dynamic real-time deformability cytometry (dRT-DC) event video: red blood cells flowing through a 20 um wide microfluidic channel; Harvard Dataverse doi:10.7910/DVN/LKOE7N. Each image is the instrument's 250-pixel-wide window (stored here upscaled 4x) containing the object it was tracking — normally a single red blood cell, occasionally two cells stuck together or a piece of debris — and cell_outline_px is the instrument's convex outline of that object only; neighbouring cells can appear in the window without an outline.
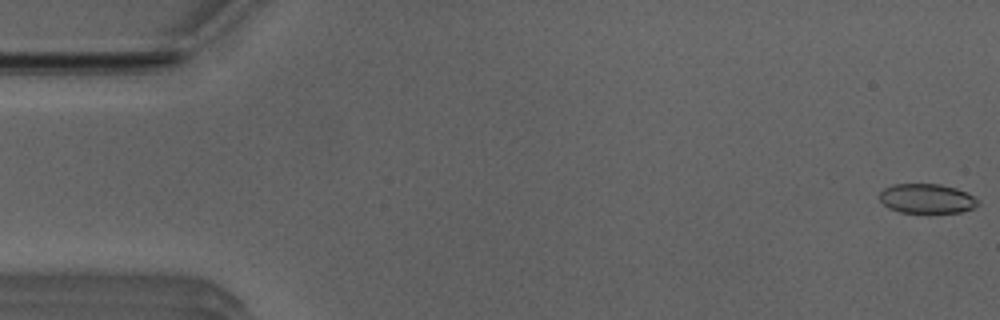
{"species": "Egyptian fruit bat (a non-hibernating species)", "species_latin": "Rousettus aegyptiacus", "temperature_condition": "room temperature", "stored_images_in_passage": 52, "camera_frame_rate_fps": 3000, "um_per_image_px": 0.085, "animal": {"sex": "male"}, "frame": {"image": 1, "passage_image": 1, "time_ms": 0.0, "image_size_px": [1000, 320], "cell_outline_px": [[980, 204], [972, 208], [960, 212], [928, 216], [900, 212], [888, 208], [880, 200], [880, 192], [884, 188], [892, 184], [940, 184], [956, 188], [980, 200]], "centroid_in_image_um": [78.78, 16.93], "position_along_channel_um": 6.2, "area_um2": 17.69}}
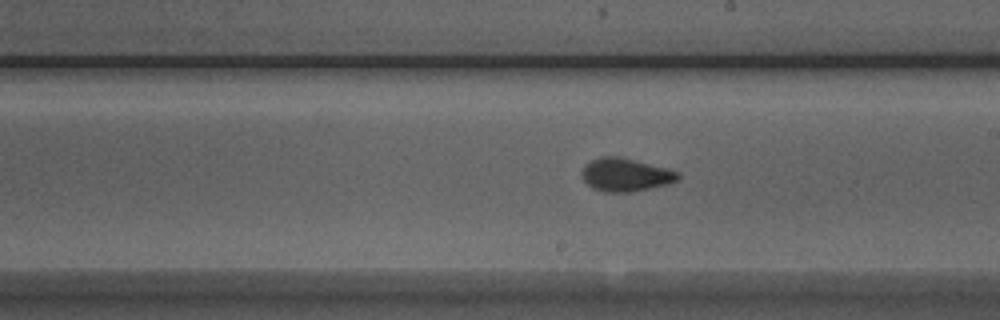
{"frame": {"image": 2, "passage_image": 29, "time_ms": 9.333, "image_size_px": [1000, 320], "cell_outline_px": [[680, 176], [676, 180], [668, 184], [632, 192], [604, 192], [592, 188], [580, 176], [580, 172], [584, 164], [600, 156], [620, 156], [680, 172]], "centroid_in_image_um": [53.12, 14.85], "position_along_channel_um": 235.9, "area_um2": 18.67}}
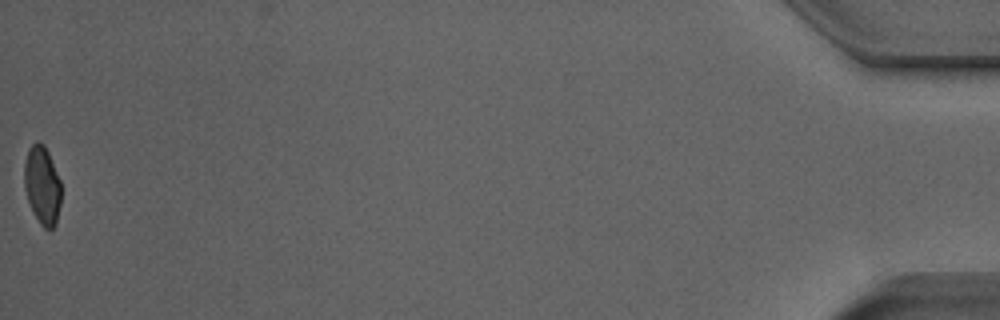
{"frame": {"image": 3, "passage_image": 52, "time_ms": 17.0, "image_size_px": [1000, 320], "cell_outline_px": [[60, 204], [56, 224], [52, 228], [44, 228], [40, 224], [28, 200], [24, 188], [24, 164], [28, 148], [36, 140], [40, 140], [44, 144], [48, 152], [60, 180]], "centroid_in_image_um": [3.58, 15.7], "position_along_channel_um": 431.6, "area_um2": 16.76}, "authors_computed_cell_mechanics": {"area_um2": 17.9469, "velocity_mm_per_s": 3.9553, "shape_relaxation_time_tau1_ms": 5.304, "shape_relaxation_time_tau2_ms": 1.4366, "deformation_change_tau1": 0.1265, "deformation_change_tau2": 0.0478}}